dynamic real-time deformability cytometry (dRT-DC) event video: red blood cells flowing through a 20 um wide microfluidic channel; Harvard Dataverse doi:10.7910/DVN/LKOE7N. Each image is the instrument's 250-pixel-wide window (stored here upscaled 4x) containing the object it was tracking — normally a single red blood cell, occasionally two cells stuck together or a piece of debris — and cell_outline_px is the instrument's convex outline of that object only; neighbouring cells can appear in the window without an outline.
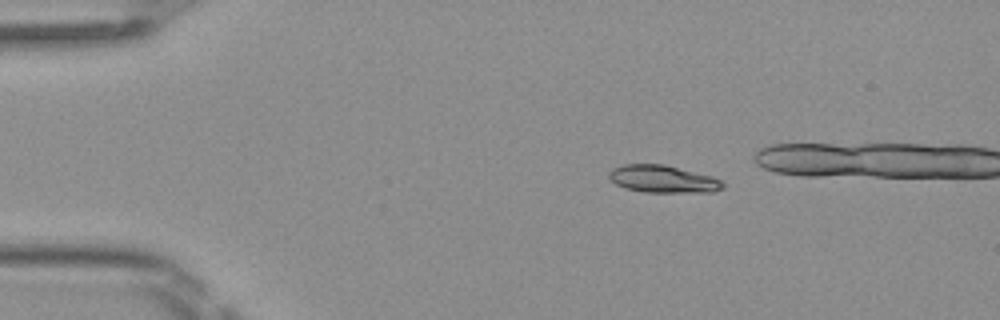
{"species": "Egyptian fruit bat (a non-hibernating species)", "species_latin": "Rousettus aegyptiacus", "temperature_condition": "room temperature", "stored_images_in_passage": 7, "camera_frame_rate_fps": 3000, "um_per_image_px": 0.085, "frame": {"image": 1, "passage_image": 1, "time_ms": 0.0, "image_size_px": [1000, 320], "cell_outline_px": [[724, 188], [712, 192], [644, 192], [624, 188], [616, 184], [608, 176], [608, 172], [612, 168], [624, 164], [664, 164], [712, 176], [720, 180], [724, 184]], "centroid_in_image_um": [56.33, 15.21], "position_along_channel_um": 28.7, "area_um2": 18.21}}
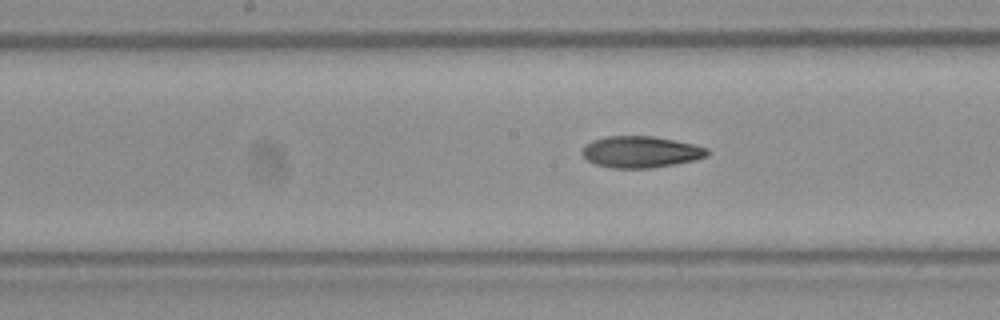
{"frame": {"image": 2, "passage_image": 7, "time_ms": 2.0, "image_size_px": [1000, 320], "cell_outline_px": [[708, 156], [696, 160], [676, 164], [652, 168], [612, 168], [592, 164], [580, 152], [592, 140], [608, 136], [652, 136], [692, 144], [708, 148]], "centroid_in_image_um": [54.46, 12.93], "position_along_channel_um": 193.7, "area_um2": 22.95}}